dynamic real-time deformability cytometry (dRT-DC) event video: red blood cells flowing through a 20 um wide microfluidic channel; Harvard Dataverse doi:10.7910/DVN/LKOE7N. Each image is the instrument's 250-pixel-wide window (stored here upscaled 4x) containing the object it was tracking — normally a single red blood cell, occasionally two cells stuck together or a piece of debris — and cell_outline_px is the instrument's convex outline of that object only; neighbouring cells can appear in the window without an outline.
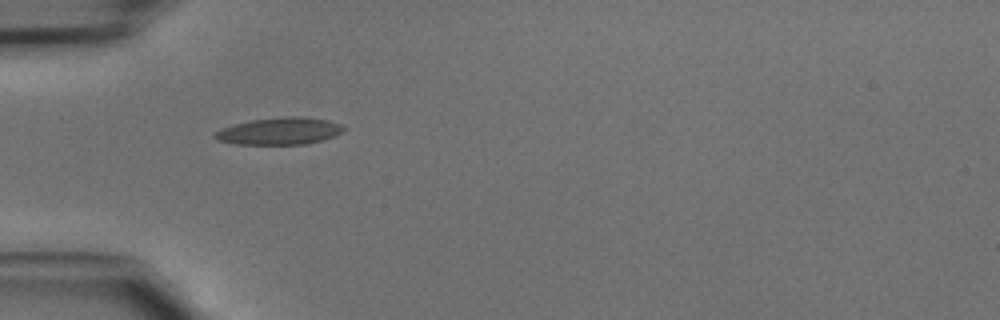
{"species": "common noctule bat (a hibernating species)", "species_latin": "Nyctalus noctula", "temperature_condition": "cold", "stored_images_in_passage": 33, "segment_of_instrument_passage": [1, 2], "camera_frame_rate_fps": 3000, "um_per_image_px": 0.085, "animal": {"sex": "male", "body_mass_g": 15.6}, "frame": {"image": 1, "passage_image": 1, "time_ms": 0.0, "image_size_px": [1000, 320], "cell_outline_px": [[344, 132], [320, 140], [304, 144], [236, 144], [220, 140], [212, 136], [212, 132], [220, 128], [232, 124], [252, 120], [284, 116], [296, 116], [328, 120], [340, 124], [344, 128]], "centroid_in_image_um": [23.7, 11.13], "position_along_channel_um": 61.3, "area_um2": 20.23}}
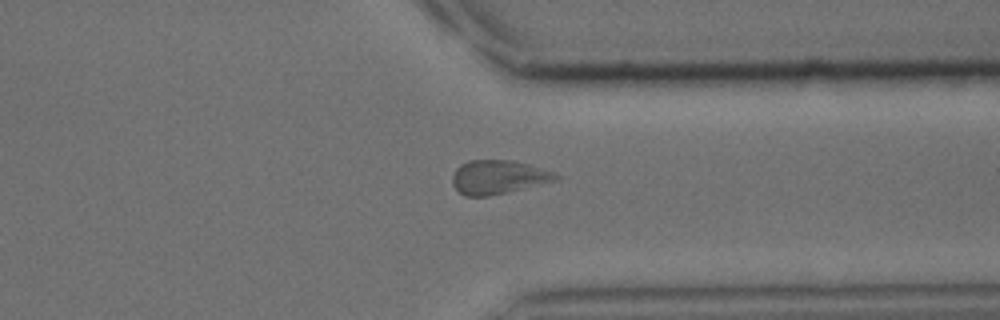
{"frame": {"image": 2, "passage_image": 23, "time_ms": 7.333, "image_size_px": [1000, 320], "cell_outline_px": [[560, 176], [556, 180], [508, 192], [488, 196], [464, 196], [452, 184], [452, 176], [456, 168], [460, 164], [468, 160], [512, 160], [528, 164], [556, 172]], "centroid_in_image_um": [42.33, 15.04], "position_along_channel_um": 369.1, "area_um2": 20.4}}
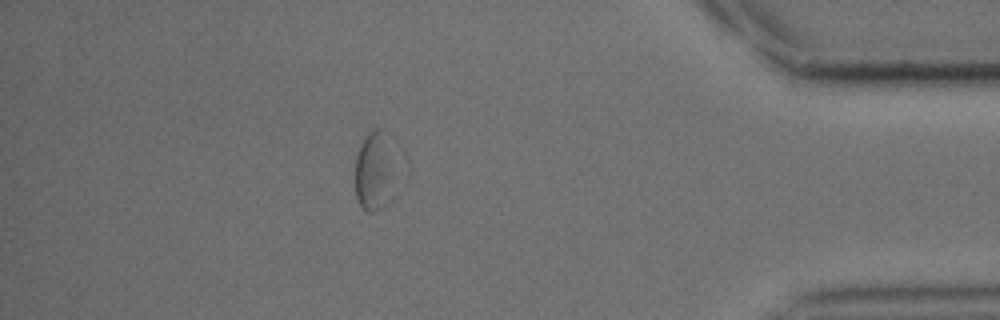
{"frame": {"image": 3, "passage_image": 28, "time_ms": 9.0, "image_size_px": [1000, 320], "cell_outline_px": [[388, 176], [384, 204], [380, 208], [372, 212], [368, 212], [360, 204], [356, 196], [356, 156], [360, 144], [368, 132], [376, 128], [380, 128]], "centroid_in_image_um": [31.57, 14.62], "position_along_channel_um": 403.6, "area_um2": 15.2}}